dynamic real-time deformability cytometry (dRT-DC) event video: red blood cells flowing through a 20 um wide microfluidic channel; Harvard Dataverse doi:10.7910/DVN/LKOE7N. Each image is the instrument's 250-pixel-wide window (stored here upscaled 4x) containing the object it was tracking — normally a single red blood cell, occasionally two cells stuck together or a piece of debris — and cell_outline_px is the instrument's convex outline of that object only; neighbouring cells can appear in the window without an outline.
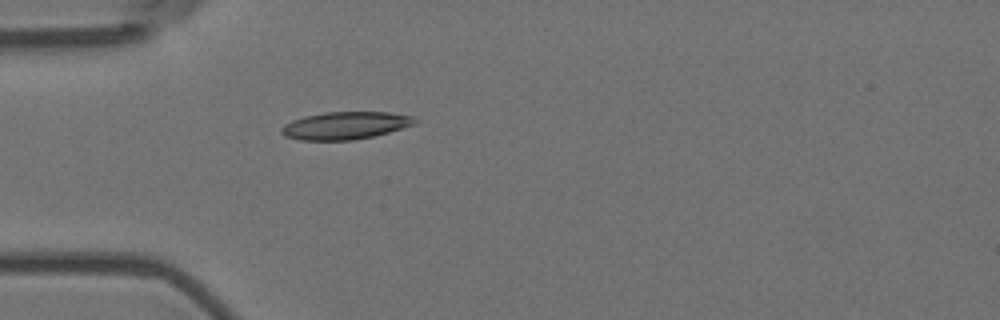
{"species": "Egyptian fruit bat (a non-hibernating species)", "species_latin": "Rousettus aegyptiacus", "temperature_condition": "room temperature", "stored_images_in_passage": 4, "camera_frame_rate_fps": 3000, "um_per_image_px": 0.085, "animal": {"sex": "female"}, "frame": {"image": 1, "passage_image": 4, "time_ms": 1.0, "image_size_px": [1000, 320], "cell_outline_px": [[416, 124], [388, 132], [372, 136], [352, 140], [300, 140], [284, 136], [280, 132], [280, 128], [284, 124], [292, 120], [304, 116], [324, 112], [388, 112], [412, 116], [416, 120]], "centroid_in_image_um": [29.3, 10.66], "position_along_channel_um": 55.7, "area_um2": 21.39}}